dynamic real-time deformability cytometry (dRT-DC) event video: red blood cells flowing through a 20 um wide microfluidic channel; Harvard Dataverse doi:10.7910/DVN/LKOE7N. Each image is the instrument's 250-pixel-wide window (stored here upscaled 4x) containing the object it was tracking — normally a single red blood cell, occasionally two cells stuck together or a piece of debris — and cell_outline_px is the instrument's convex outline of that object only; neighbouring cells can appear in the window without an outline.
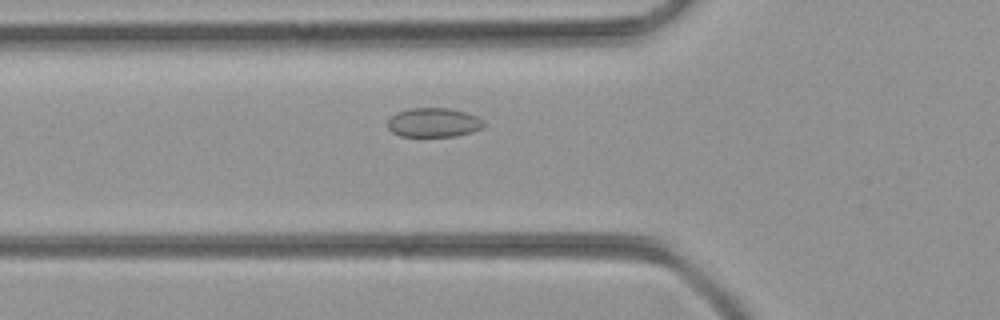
{"species": "common noctule bat (a hibernating species)", "species_latin": "Nyctalus noctula", "temperature_condition": "room temperature", "stored_images_in_passage": 35, "camera_frame_rate_fps": 3000, "um_per_image_px": 0.085, "animal": {"sex": "female", "body_mass_g": 21.9}, "frame": {"image": 1, "passage_image": 3, "time_ms": 0.667, "image_size_px": [1000, 320], "cell_outline_px": [[484, 124], [480, 128], [472, 132], [456, 136], [400, 136], [392, 132], [388, 128], [388, 120], [396, 112], [408, 108], [448, 108], [464, 112], [476, 116], [484, 120]], "centroid_in_image_um": [36.83, 10.41], "position_along_channel_um": 89.0, "area_um2": 16.3}}
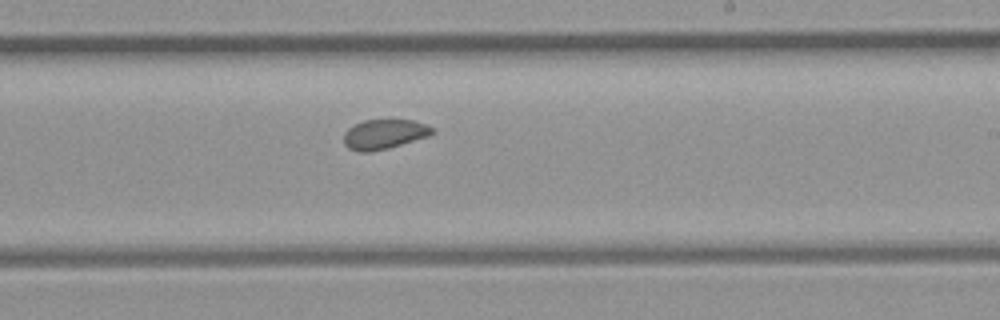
{"frame": {"image": 2, "passage_image": 15, "time_ms": 4.667, "image_size_px": [1000, 320], "cell_outline_px": [[436, 132], [428, 136], [388, 148], [368, 152], [356, 152], [348, 148], [344, 144], [344, 132], [348, 128], [364, 120], [412, 120], [428, 124], [436, 128]], "centroid_in_image_um": [32.68, 11.4], "position_along_channel_um": 256.3, "area_um2": 15.43}}
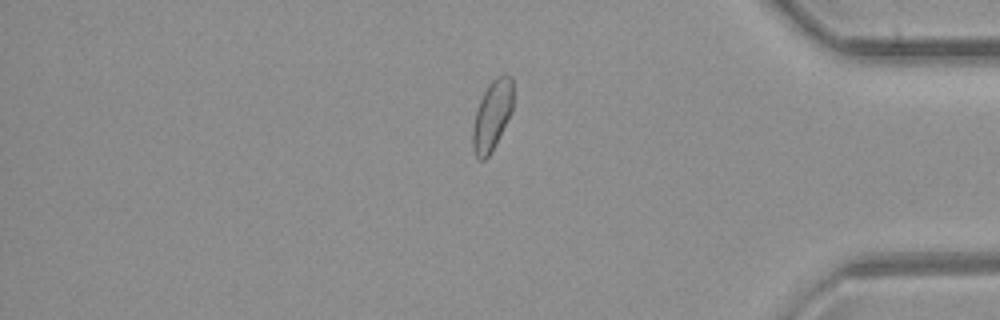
{"frame": {"image": 3, "passage_image": 27, "time_ms": 8.667, "image_size_px": [1000, 320], "cell_outline_px": [[512, 112], [496, 144], [488, 156], [484, 160], [480, 160], [476, 156], [472, 148], [472, 128], [476, 112], [480, 100], [488, 84], [496, 76], [504, 72], [512, 76]], "centroid_in_image_um": [41.83, 9.79], "position_along_channel_um": 393.4, "area_um2": 16.59}}